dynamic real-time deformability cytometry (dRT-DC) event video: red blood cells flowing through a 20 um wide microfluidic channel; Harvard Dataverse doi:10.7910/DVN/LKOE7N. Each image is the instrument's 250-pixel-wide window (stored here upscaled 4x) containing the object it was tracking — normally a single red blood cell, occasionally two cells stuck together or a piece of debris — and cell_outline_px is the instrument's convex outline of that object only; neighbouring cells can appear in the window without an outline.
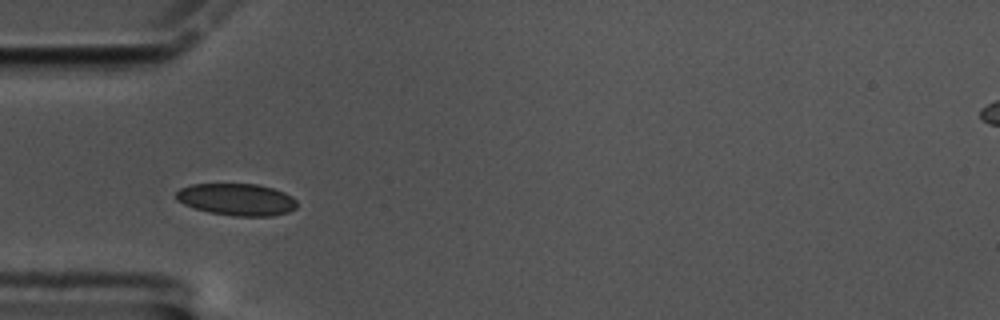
{"species": "common noctule bat (a hibernating species)", "species_latin": "Nyctalus noctula", "temperature_condition": "cold", "stored_images_in_passage": 17, "camera_frame_rate_fps": 3000, "um_per_image_px": 0.085, "animal": {"sex": "male", "body_mass_g": 17.5, "forearm_length_mm": 52.3}, "frame": {"image": 1, "passage_image": 1, "time_ms": 0.0, "image_size_px": [1000, 320], "cell_outline_px": [[296, 208], [288, 212], [272, 216], [236, 216], [208, 212], [184, 204], [176, 200], [176, 192], [180, 188], [192, 184], [256, 184], [272, 188], [284, 192], [292, 196], [296, 200]], "centroid_in_image_um": [20.12, 16.95], "position_along_channel_um": 64.9, "area_um2": 22.48}}